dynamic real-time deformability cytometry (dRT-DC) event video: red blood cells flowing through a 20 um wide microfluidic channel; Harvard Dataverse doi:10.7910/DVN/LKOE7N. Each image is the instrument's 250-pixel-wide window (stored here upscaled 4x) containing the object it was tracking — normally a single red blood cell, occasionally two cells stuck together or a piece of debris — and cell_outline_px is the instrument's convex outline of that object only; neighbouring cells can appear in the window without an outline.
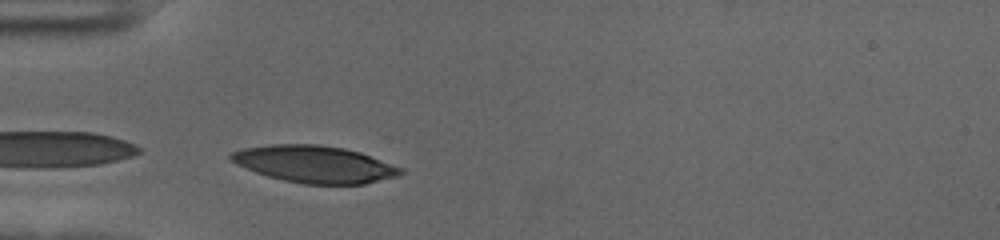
{"species": "human", "species_latin": "Homo sapiens", "temperature_condition": "cold", "stored_images_in_passage": 37, "camera_frame_rate_fps": 3000, "um_per_image_px": 0.085, "donor": {"sex": "female"}, "frame": {"image": 1, "passage_image": 1, "time_ms": 0.0, "image_size_px": [1000, 240], "cell_outline_px": [[404, 172], [396, 176], [364, 184], [304, 184], [284, 180], [268, 176], [256, 172], [236, 164], [228, 156], [232, 152], [244, 148], [268, 144], [320, 144], [344, 148], [360, 152], [404, 168]], "centroid_in_image_um": [26.75, 13.95], "position_along_channel_um": 58.3, "area_um2": 36.53}}
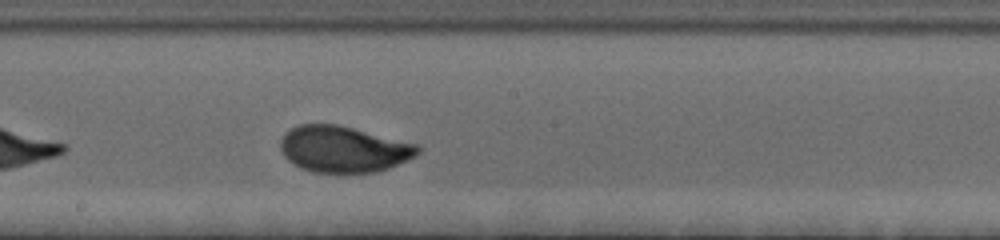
{"frame": {"image": 2, "passage_image": 15, "time_ms": 4.667, "image_size_px": [1000, 240], "cell_outline_px": [[420, 152], [416, 156], [388, 168], [376, 172], [312, 172], [300, 168], [288, 160], [284, 156], [280, 148], [280, 140], [292, 128], [300, 124], [336, 124], [420, 144]], "centroid_in_image_um": [29.22, 12.68], "position_along_channel_um": 219.0, "area_um2": 36.93}}
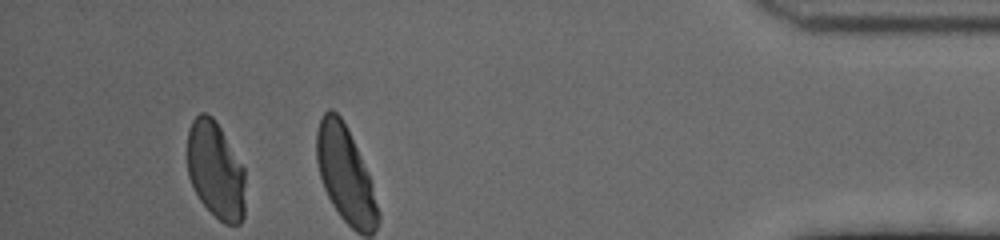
{"frame": {"image": 3, "passage_image": 34, "time_ms": 11.0, "image_size_px": [1000, 240], "cell_outline_px": [[244, 216], [240, 224], [224, 224], [200, 200], [188, 176], [188, 132], [192, 120], [200, 112], [204, 112], [212, 116], [216, 120], [244, 168]], "centroid_in_image_um": [18.33, 14.45], "position_along_channel_um": 416.9, "area_um2": 32.6}, "authors_computed_cell_mechanics": {"area_um2": 36.5296, "velocity_mm_per_s": 3.5936, "shape_relaxation_time_tau1_ms": 3.2552, "shape_relaxation_time_tau2_ms": null, "deformation_change_tau1": 0.1609, "deformation_change_tau2": null}}